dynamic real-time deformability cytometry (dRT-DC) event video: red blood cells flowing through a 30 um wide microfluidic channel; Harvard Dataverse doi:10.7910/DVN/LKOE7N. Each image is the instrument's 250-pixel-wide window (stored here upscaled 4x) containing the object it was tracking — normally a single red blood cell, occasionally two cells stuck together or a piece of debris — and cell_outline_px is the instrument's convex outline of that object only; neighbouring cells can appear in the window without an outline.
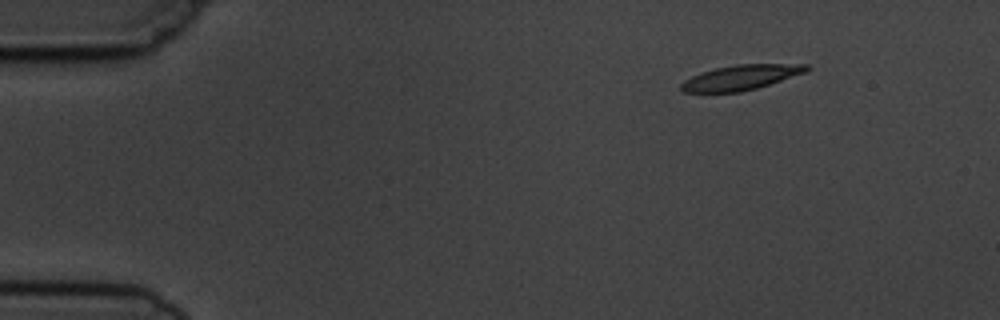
{"species": "common noctule bat (a hibernating species)", "species_latin": "Nyctalus noctula", "temperature_condition": "cold", "stored_images_in_passage": 5, "camera_frame_rate_fps": 3000, "um_per_image_px": 0.085, "animal": {"sex": "male", "body_mass_g": 19.5, "forearm_length_mm": 54.6}, "frame": {"image": 1, "passage_image": 1, "time_ms": 0.0, "image_size_px": [1000, 320], "cell_outline_px": [[812, 68], [804, 72], [756, 88], [740, 92], [684, 92], [680, 88], [680, 84], [684, 80], [700, 72], [716, 68], [736, 64], [808, 64]], "centroid_in_image_um": [62.94, 6.57], "position_along_channel_um": 22.1, "area_um2": 18.03}}
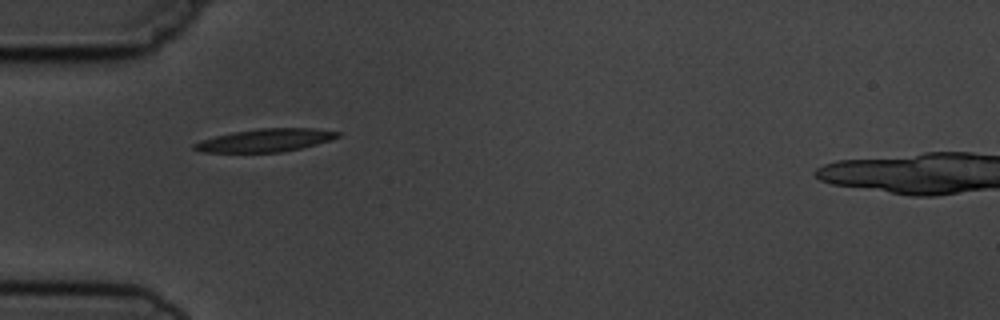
{"frame": {"image": 2, "passage_image": 4, "time_ms": 3.333, "image_size_px": [1000, 320], "cell_outline_px": [[340, 136], [332, 140], [300, 148], [280, 152], [204, 152], [192, 148], [192, 144], [200, 140], [232, 132], [260, 128], [312, 128], [340, 132]], "centroid_in_image_um": [22.56, 11.92], "position_along_channel_um": 62.4, "area_um2": 19.07}}
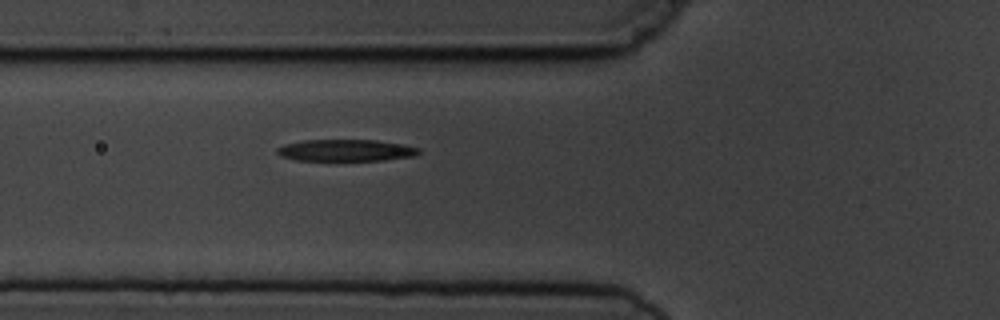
{"frame": {"image": 3, "passage_image": 5, "time_ms": 4.333, "image_size_px": [1000, 320], "cell_outline_px": [[420, 152], [416, 156], [384, 160], [296, 160], [280, 156], [276, 152], [276, 148], [284, 144], [304, 140], [376, 140], [404, 144], [420, 148]], "centroid_in_image_um": [29.41, 12.77], "position_along_channel_um": 96.4, "area_um2": 18.03}}